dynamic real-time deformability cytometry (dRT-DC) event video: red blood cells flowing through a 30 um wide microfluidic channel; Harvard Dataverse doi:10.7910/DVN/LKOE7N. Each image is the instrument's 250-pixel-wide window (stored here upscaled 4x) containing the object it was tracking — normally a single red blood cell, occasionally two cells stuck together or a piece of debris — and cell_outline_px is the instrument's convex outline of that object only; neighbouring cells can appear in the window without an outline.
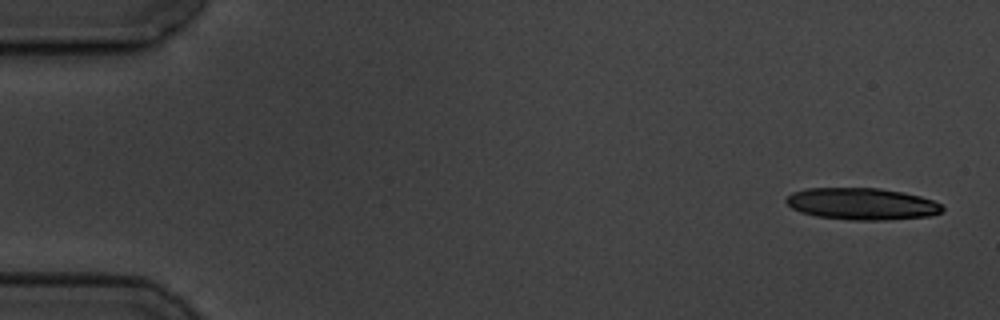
{"species": "common noctule bat (a hibernating species)", "species_latin": "Nyctalus noctula", "temperature_condition": "cold", "stored_images_in_passage": 6, "camera_frame_rate_fps": 3000, "um_per_image_px": 0.085, "animal": {"sex": "male", "body_mass_g": 19.5, "forearm_length_mm": 54.6}, "frame": {"image": 1, "passage_image": 1, "time_ms": 0.0, "image_size_px": [1000, 320], "cell_outline_px": [[944, 208], [940, 212], [928, 216], [884, 220], [848, 220], [816, 216], [800, 212], [792, 208], [784, 200], [792, 192], [808, 188], [880, 188], [904, 192], [920, 196], [932, 200], [940, 204]], "centroid_in_image_um": [73.23, 17.32], "position_along_channel_um": 11.8, "area_um2": 28.96}}
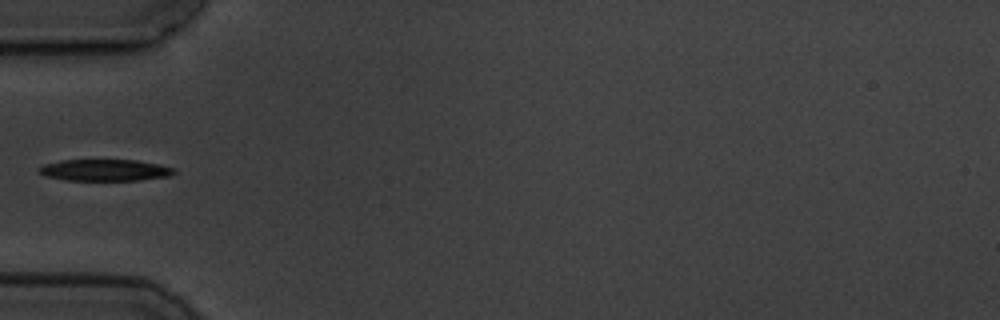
{"frame": {"image": 2, "passage_image": 6, "time_ms": 5.667, "image_size_px": [1000, 320], "cell_outline_px": [[176, 172], [168, 176], [140, 180], [68, 180], [44, 176], [36, 172], [36, 168], [44, 164], [60, 160], [136, 160], [160, 164], [176, 168]], "centroid_in_image_um": [8.88, 14.45], "position_along_channel_um": 76.1, "area_um2": 17.17}}